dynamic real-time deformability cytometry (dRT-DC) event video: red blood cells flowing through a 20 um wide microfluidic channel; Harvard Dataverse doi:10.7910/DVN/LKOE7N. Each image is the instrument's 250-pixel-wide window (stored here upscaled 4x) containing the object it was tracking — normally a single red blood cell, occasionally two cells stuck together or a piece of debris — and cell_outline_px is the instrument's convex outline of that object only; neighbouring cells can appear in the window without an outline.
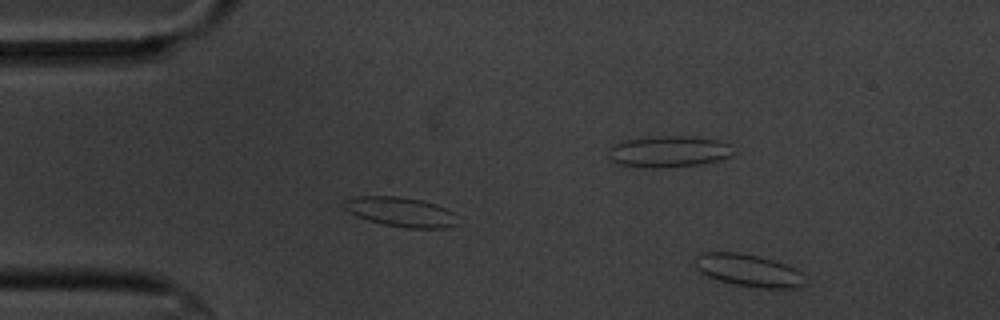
{"species": "common noctule bat (a hibernating species)", "species_latin": "Nyctalus noctula", "temperature_condition": "cold", "stored_images_in_passage": 54, "camera_frame_rate_fps": 3000, "um_per_image_px": 0.085, "animal": {"sex": "male", "body_mass_g": 20.1, "forearm_length_mm": 53.5}, "frame": {"image": 1, "passage_image": 3, "time_ms": 0.667, "image_size_px": [1000, 320], "cell_outline_px": [[808, 284], [796, 288], [756, 288], [716, 280], [700, 272], [696, 268], [696, 256], [704, 252], [740, 252], [760, 256], [796, 268], [808, 276]], "centroid_in_image_um": [63.72, 22.99], "position_along_channel_um": 21.3, "area_um2": 21.15}}
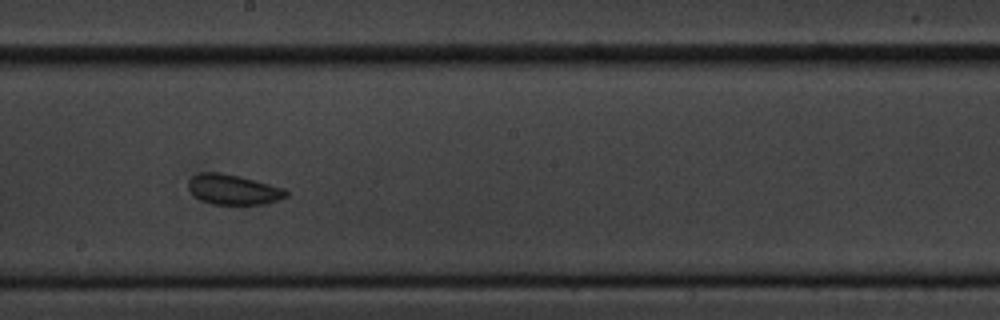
{"frame": {"image": 2, "passage_image": 28, "time_ms": 9.0, "image_size_px": [1000, 320], "cell_outline_px": [[288, 196], [264, 204], [212, 204], [200, 200], [188, 188], [188, 180], [192, 176], [200, 172], [220, 172], [240, 176], [284, 188], [288, 192]], "centroid_in_image_um": [19.81, 16.1], "position_along_channel_um": 228.4, "area_um2": 17.11}}
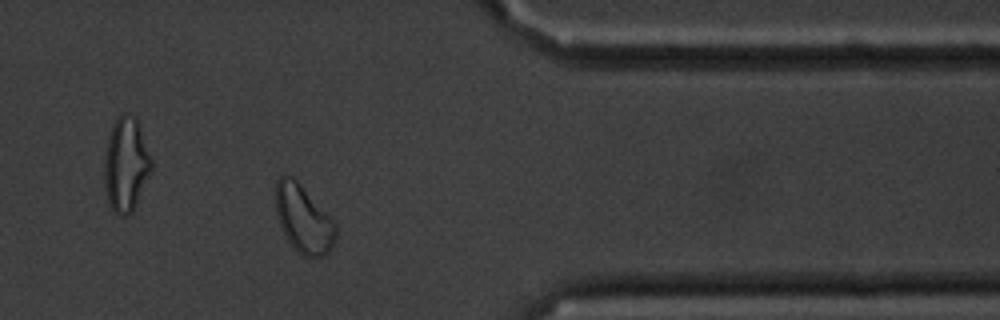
{"frame": {"image": 3, "passage_image": 43, "time_ms": 14.0, "image_size_px": [1000, 320], "cell_outline_px": [[336, 240], [332, 248], [324, 256], [304, 256], [288, 240], [276, 216], [276, 180], [284, 172], [292, 176], [300, 184], [336, 224]], "centroid_in_image_um": [25.79, 18.59], "position_along_channel_um": 385.6, "area_um2": 23.35}, "authors_computed_cell_mechanics": {"area_um2": 18.0914, "velocity_mm_per_s": 3.4427, "shape_relaxation_time_tau1_ms": 2.1473, "shape_relaxation_time_tau2_ms": 1.888, "deformation_change_tau1": 0.0667, "deformation_change_tau2": 0.0713}}